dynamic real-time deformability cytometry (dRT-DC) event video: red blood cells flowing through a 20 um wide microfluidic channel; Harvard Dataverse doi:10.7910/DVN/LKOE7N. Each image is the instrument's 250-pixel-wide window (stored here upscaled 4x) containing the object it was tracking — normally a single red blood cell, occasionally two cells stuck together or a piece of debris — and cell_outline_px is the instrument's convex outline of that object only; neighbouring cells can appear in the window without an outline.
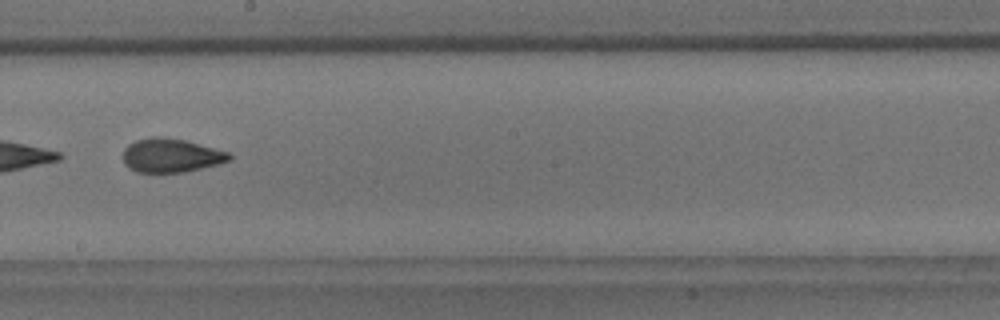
{"species": "common noctule bat (a hibernating species)", "species_latin": "Nyctalus noctula", "temperature_condition": "room temperature", "stored_images_in_passage": 8, "camera_frame_rate_fps": 3000, "um_per_image_px": 0.085, "animal": {"sex": "male", "body_mass_g": 18.8}, "frame": {"image": 1, "passage_image": 6, "time_ms": 6.0, "image_size_px": [1000, 320], "cell_outline_px": [[232, 160], [220, 164], [184, 172], [136, 172], [128, 168], [124, 164], [124, 148], [128, 144], [136, 140], [152, 136], [156, 136], [184, 140], [228, 152], [232, 156]], "centroid_in_image_um": [14.53, 13.22], "position_along_channel_um": 233.7, "area_um2": 20.92}}